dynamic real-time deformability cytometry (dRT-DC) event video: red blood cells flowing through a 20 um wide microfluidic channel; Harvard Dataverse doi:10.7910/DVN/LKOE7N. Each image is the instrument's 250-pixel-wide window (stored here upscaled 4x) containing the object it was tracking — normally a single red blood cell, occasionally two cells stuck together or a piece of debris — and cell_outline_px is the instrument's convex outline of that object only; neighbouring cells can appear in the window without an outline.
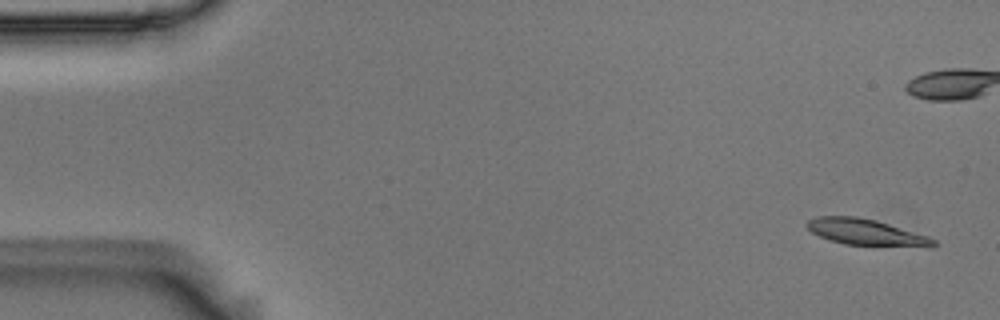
{"species": "Egyptian fruit bat (a non-hibernating species)", "species_latin": "Rousettus aegyptiacus", "temperature_condition": "room temperature", "stored_images_in_passage": 6, "camera_frame_rate_fps": 3000, "um_per_image_px": 0.085, "animal": {"sex": "male"}, "frame": {"image": 1, "passage_image": 1, "time_ms": 0.0, "image_size_px": [1000, 320], "cell_outline_px": [[936, 244], [932, 248], [928, 248], [844, 244], [828, 240], [812, 232], [804, 224], [808, 220], [816, 216], [856, 216], [876, 220], [928, 236], [936, 240]], "centroid_in_image_um": [73.65, 19.75], "position_along_channel_um": 11.4, "area_um2": 19.65}}
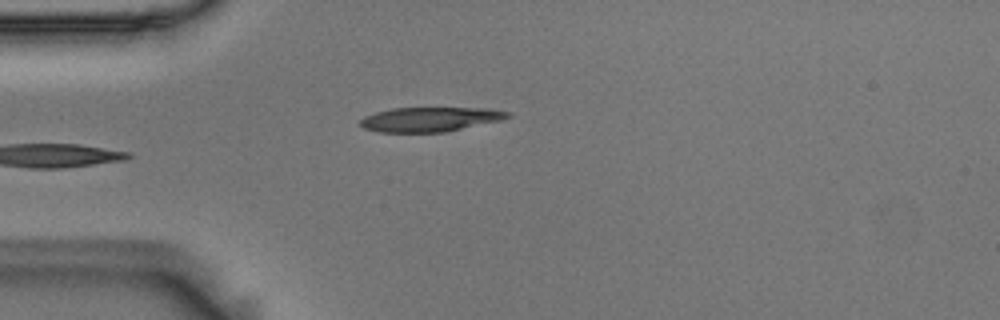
{"frame": {"image": 2, "passage_image": 5, "time_ms": 1.333, "image_size_px": [1000, 320], "cell_outline_px": [[512, 116], [500, 120], [444, 132], [380, 132], [364, 128], [360, 124], [360, 120], [364, 116], [376, 112], [392, 108], [488, 108], [512, 112]], "centroid_in_image_um": [36.56, 10.13], "position_along_channel_um": 48.4, "area_um2": 20.92}}